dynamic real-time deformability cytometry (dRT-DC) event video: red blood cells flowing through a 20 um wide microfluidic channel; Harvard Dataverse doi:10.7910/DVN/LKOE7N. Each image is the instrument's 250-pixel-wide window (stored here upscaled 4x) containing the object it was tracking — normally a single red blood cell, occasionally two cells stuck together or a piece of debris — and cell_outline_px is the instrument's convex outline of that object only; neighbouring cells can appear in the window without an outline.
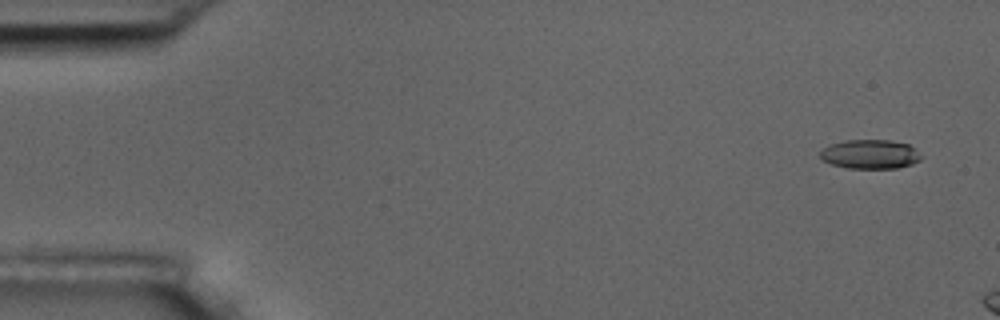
{"species": "common noctule bat (a hibernating species)", "species_latin": "Nyctalus noctula", "temperature_condition": "room temperature", "stored_images_in_passage": 3, "camera_frame_rate_fps": 3000, "um_per_image_px": 0.085, "animal": {"sex": "male", "body_mass_g": 17.5, "forearm_length_mm": 52.3}, "frame": {"image": 1, "passage_image": 1, "time_ms": 0.0, "image_size_px": [1000, 320], "cell_outline_px": [[924, 156], [920, 160], [912, 164], [896, 168], [848, 168], [832, 164], [824, 160], [820, 156], [820, 152], [828, 144], [844, 140], [888, 140], [908, 144]], "centroid_in_image_um": [73.97, 13.1], "position_along_channel_um": 11.0, "area_um2": 17.17}}